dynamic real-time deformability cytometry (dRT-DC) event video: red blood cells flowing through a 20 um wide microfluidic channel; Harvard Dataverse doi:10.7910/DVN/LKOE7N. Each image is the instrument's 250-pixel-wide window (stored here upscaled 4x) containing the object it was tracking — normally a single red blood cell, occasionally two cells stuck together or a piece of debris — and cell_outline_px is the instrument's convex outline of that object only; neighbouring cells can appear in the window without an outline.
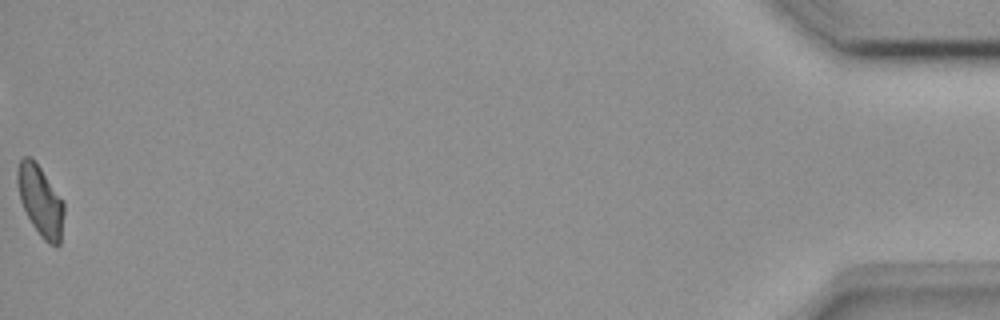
{"species": "common noctule bat (a hibernating species)", "species_latin": "Nyctalus noctula", "temperature_condition": "room temperature", "stored_images_in_passage": 50, "camera_frame_rate_fps": 3000, "um_per_image_px": 0.085, "animal": {"sex": "female", "body_mass_g": 18.4}, "frame": {"image": 1, "passage_image": 50, "time_ms": 16.333, "image_size_px": [1000, 320], "cell_outline_px": [[64, 212], [60, 244], [56, 248], [48, 244], [40, 236], [32, 224], [20, 200], [16, 180], [16, 172], [20, 160], [24, 156], [32, 156], [64, 200]], "centroid_in_image_um": [3.45, 17.06], "position_along_channel_um": 431.8, "area_um2": 19.42}, "authors_computed_cell_mechanics": {"area_um2": 19.652, "velocity_mm_per_s": 3.9266, "shape_relaxation_time_tau1_ms": null, "shape_relaxation_time_tau2_ms": 5.0158, "deformation_change_tau1": null, "deformation_change_tau2": 0.0983}}